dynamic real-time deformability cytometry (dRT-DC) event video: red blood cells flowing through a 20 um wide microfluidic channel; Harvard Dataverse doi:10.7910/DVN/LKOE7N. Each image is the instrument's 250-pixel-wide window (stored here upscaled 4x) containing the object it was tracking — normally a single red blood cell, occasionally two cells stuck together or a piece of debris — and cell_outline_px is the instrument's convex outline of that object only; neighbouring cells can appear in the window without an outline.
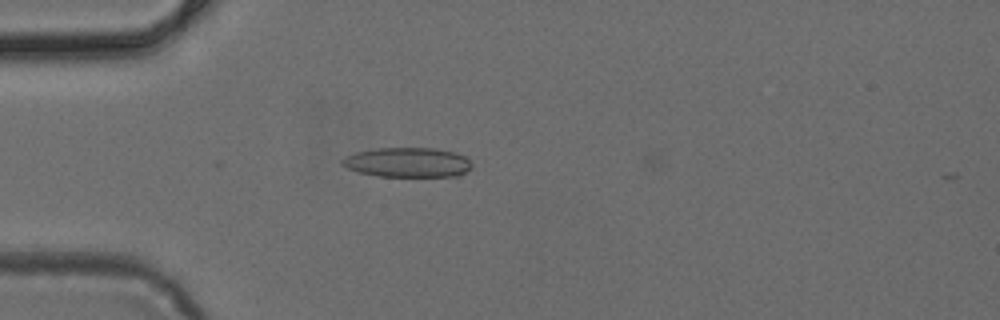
{"species": "common noctule bat (a hibernating species)", "species_latin": "Nyctalus noctula", "temperature_condition": "cold", "stored_images_in_passage": 35, "camera_frame_rate_fps": 3000, "um_per_image_px": 0.085, "animal": {"sex": "female", "body_mass_g": 24.6, "forearm_length_mm": 56.2}, "frame": {"image": 1, "passage_image": 5, "time_ms": 1.333, "image_size_px": [1000, 320], "cell_outline_px": [[472, 168], [460, 176], [380, 176], [360, 172], [348, 168], [340, 164], [340, 160], [356, 152], [376, 148], [432, 148], [452, 152], [464, 156], [472, 164]], "centroid_in_image_um": [34.66, 13.8], "position_along_channel_um": 50.3, "area_um2": 22.25}}
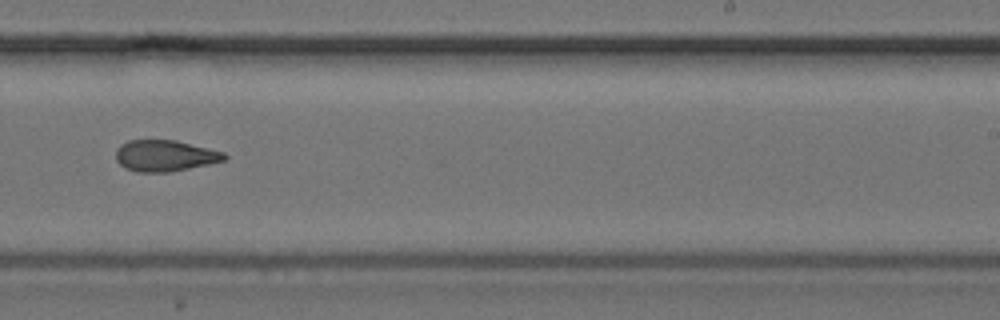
{"frame": {"image": 2, "passage_image": 22, "time_ms": 7.0, "image_size_px": [1000, 320], "cell_outline_px": [[228, 156], [224, 160], [208, 164], [172, 172], [136, 172], [124, 168], [116, 160], [116, 148], [120, 144], [128, 140], [176, 140], [224, 152]], "centroid_in_image_um": [13.99, 13.24], "position_along_channel_um": 275.0, "area_um2": 19.88}}
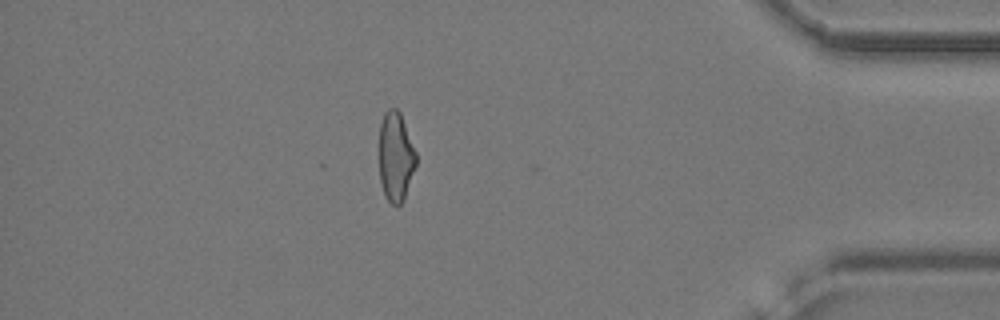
{"frame": {"image": 3, "passage_image": 34, "time_ms": 11.0, "image_size_px": [1000, 320], "cell_outline_px": [[416, 164], [404, 200], [400, 204], [392, 204], [384, 196], [380, 180], [380, 124], [384, 112], [388, 108], [396, 108], [400, 112], [416, 152]], "centroid_in_image_um": [33.63, 13.32], "position_along_channel_um": 401.6, "area_um2": 19.13}}